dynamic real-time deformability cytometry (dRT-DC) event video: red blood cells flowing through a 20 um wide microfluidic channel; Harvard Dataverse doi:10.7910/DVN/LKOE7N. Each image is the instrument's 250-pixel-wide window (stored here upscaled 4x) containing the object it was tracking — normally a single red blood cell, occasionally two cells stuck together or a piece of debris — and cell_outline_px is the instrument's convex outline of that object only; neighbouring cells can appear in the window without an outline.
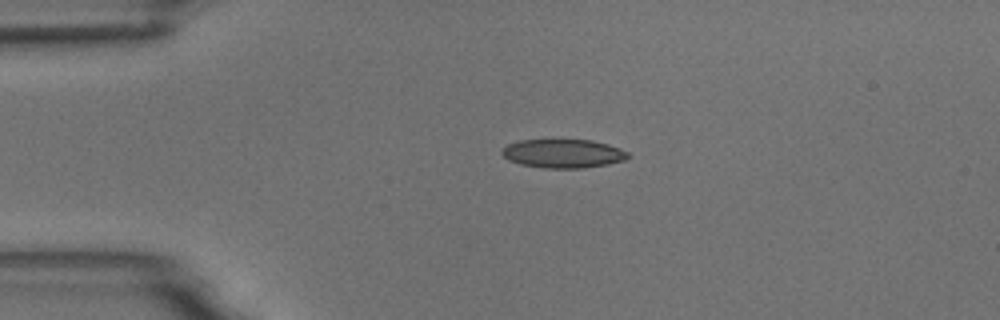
{"species": "common noctule bat (a hibernating species)", "species_latin": "Nyctalus noctula", "temperature_condition": "room temperature", "stored_images_in_passage": 2, "camera_frame_rate_fps": 3000, "um_per_image_px": 0.085, "animal": {"sex": "male", "body_mass_g": 18.8}, "frame": {"image": 1, "passage_image": 1, "time_ms": 0.0, "image_size_px": [1000, 320], "cell_outline_px": [[628, 156], [624, 160], [608, 164], [584, 168], [544, 168], [520, 164], [508, 160], [500, 152], [508, 144], [520, 140], [552, 136], [592, 140], [608, 144], [620, 148], [628, 152]], "centroid_in_image_um": [47.83, 12.99], "position_along_channel_um": 37.2, "area_um2": 22.08}}